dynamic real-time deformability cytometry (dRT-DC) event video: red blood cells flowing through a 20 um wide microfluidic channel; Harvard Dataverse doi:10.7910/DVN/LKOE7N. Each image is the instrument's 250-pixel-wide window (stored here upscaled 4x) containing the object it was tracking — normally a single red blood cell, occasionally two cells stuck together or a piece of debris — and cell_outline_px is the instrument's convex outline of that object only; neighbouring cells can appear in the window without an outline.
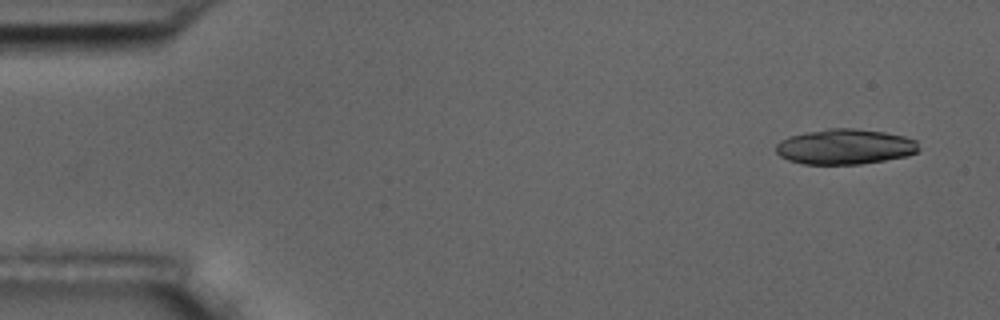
{"species": "common noctule bat (a hibernating species)", "species_latin": "Nyctalus noctula", "temperature_condition": "room temperature", "stored_images_in_passage": 6, "camera_frame_rate_fps": 3000, "um_per_image_px": 0.085, "animal": {"sex": "male", "body_mass_g": 17.5, "forearm_length_mm": 52.3}, "frame": {"image": 1, "passage_image": 1, "time_ms": 0.0, "image_size_px": [1000, 320], "cell_outline_px": [[920, 148], [916, 152], [908, 156], [860, 164], [804, 164], [788, 160], [780, 156], [776, 152], [776, 144], [780, 140], [788, 136], [828, 128], [856, 128], [884, 132], [904, 136], [916, 140]], "centroid_in_image_um": [71.82, 12.47], "position_along_channel_um": 13.2, "area_um2": 29.48}}